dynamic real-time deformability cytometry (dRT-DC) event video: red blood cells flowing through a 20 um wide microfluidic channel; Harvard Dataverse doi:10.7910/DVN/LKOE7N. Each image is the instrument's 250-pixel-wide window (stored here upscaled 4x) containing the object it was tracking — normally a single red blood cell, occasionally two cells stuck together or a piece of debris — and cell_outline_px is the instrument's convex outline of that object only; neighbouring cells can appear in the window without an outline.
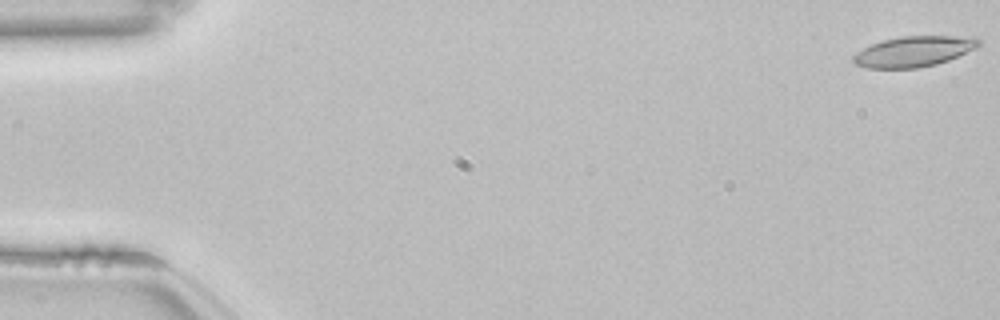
{"species": "common noctule bat (a hibernating species)", "species_latin": "Nyctalus noctula", "temperature_condition": "room temperature", "stored_images_in_passage": 53, "camera_frame_rate_fps": 3000, "um_per_image_px": 0.085, "animal": {"sex": "female", "body_mass_g": 22.7, "forearm_length_mm": 54.2}, "frame": {"image": 1, "passage_image": 1, "time_ms": 0.0, "image_size_px": [1000, 320], "cell_outline_px": [[980, 44], [976, 48], [948, 60], [936, 64], [916, 68], [868, 68], [856, 64], [852, 60], [852, 56], [864, 48], [872, 44], [884, 40], [904, 36], [976, 36], [980, 40]], "centroid_in_image_um": [77.71, 4.37], "position_along_channel_um": 7.3, "area_um2": 22.14}}
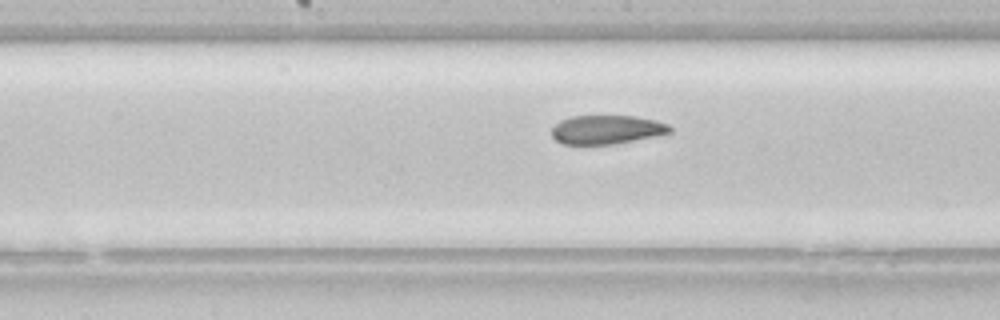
{"frame": {"image": 2, "passage_image": 28, "time_ms": 9.0, "image_size_px": [1000, 320], "cell_outline_px": [[672, 132], [656, 136], [616, 144], [560, 144], [552, 136], [552, 128], [560, 120], [572, 116], [636, 116], [656, 120], [668, 124], [672, 128]], "centroid_in_image_um": [51.59, 11.02], "position_along_channel_um": 196.6, "area_um2": 20.0}}
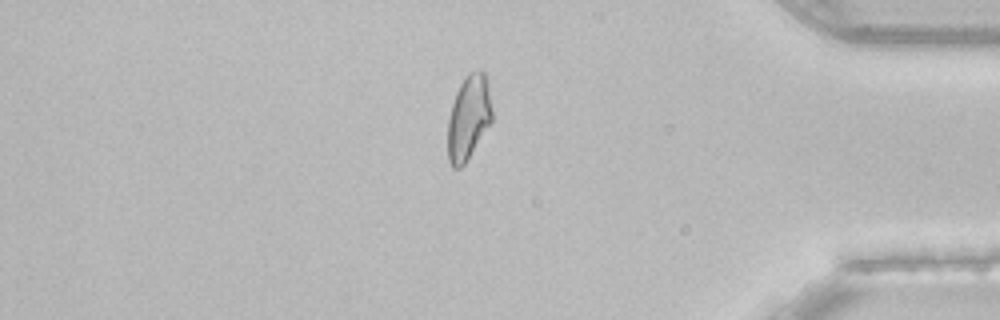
{"frame": {"image": 3, "passage_image": 46, "time_ms": 15.0, "image_size_px": [1000, 320], "cell_outline_px": [[492, 120], [464, 164], [460, 168], [452, 168], [448, 160], [448, 120], [452, 104], [456, 92], [464, 76], [468, 72], [484, 72], [488, 88], [492, 112]], "centroid_in_image_um": [39.8, 10.0], "position_along_channel_um": 395.4, "area_um2": 21.39}}